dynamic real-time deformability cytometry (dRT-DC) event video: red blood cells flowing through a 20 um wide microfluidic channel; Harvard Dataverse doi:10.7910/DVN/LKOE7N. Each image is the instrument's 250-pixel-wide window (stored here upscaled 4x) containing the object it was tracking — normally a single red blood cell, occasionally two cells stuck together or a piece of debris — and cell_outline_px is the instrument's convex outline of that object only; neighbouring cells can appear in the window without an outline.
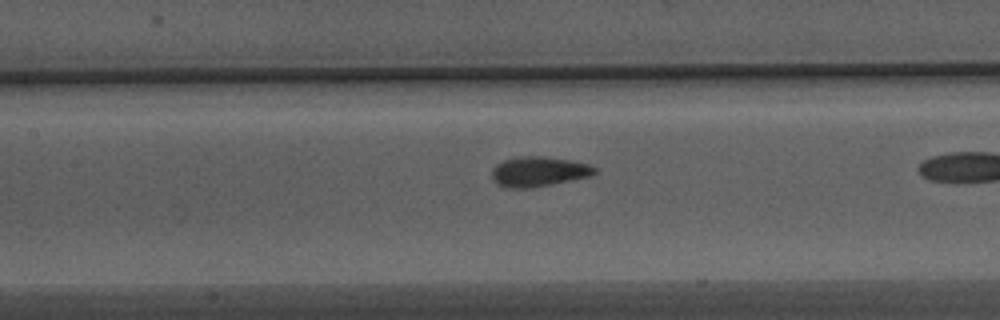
{"species": "Egyptian fruit bat (a non-hibernating species)", "species_latin": "Rousettus aegyptiacus", "temperature_condition": "warm", "stored_images_in_passage": 30, "camera_frame_rate_fps": 3000, "um_per_image_px": 0.085, "animal": {"sex": "male"}, "frame": {"image": 1, "passage_image": 13, "time_ms": 4.0, "image_size_px": [1000, 320], "cell_outline_px": [[596, 172], [588, 176], [528, 188], [508, 188], [500, 184], [492, 176], [492, 168], [496, 164], [504, 160], [520, 156], [540, 156], [572, 160], [588, 164], [596, 168]], "centroid_in_image_um": [45.76, 14.56], "position_along_channel_um": 161.6, "area_um2": 17.46}}
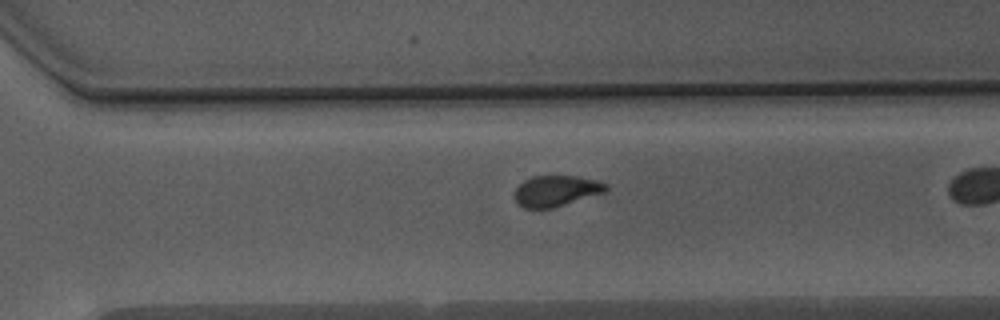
{"frame": {"image": 2, "passage_image": 26, "time_ms": 8.333, "image_size_px": [1000, 320], "cell_outline_px": [[608, 188], [604, 192], [552, 208], [524, 208], [516, 200], [516, 188], [524, 180], [532, 176], [576, 176], [596, 180], [608, 184]], "centroid_in_image_um": [47.28, 16.21], "position_along_channel_um": 323.3, "area_um2": 16.13}}